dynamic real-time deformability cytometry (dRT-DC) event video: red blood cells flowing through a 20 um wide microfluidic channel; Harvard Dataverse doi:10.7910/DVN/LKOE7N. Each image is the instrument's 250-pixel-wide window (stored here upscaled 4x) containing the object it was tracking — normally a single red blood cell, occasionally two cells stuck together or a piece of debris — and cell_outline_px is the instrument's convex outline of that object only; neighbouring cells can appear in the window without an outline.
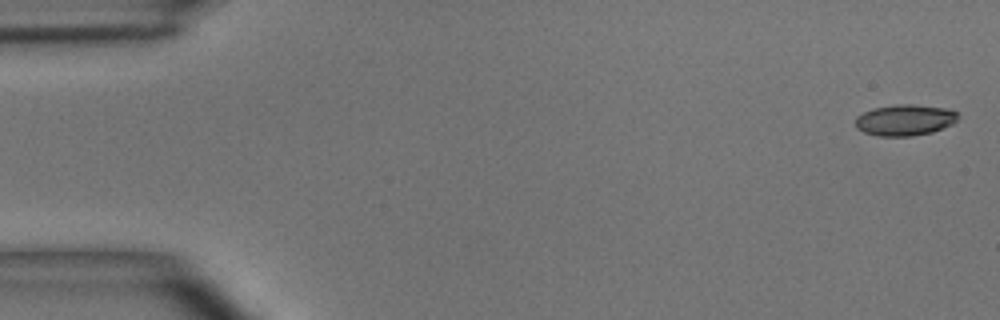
{"species": "common noctule bat (a hibernating species)", "species_latin": "Nyctalus noctula", "temperature_condition": "room temperature", "stored_images_in_passage": 5, "camera_frame_rate_fps": 3000, "um_per_image_px": 0.085, "animal": {"sex": "male", "body_mass_g": 15.6}, "frame": {"image": 1, "passage_image": 1, "time_ms": 0.0, "image_size_px": [1000, 320], "cell_outline_px": [[956, 120], [952, 124], [932, 132], [912, 136], [880, 136], [864, 132], [856, 128], [856, 116], [872, 108], [896, 104], [912, 104], [948, 108], [956, 112]], "centroid_in_image_um": [76.89, 10.19], "position_along_channel_um": 8.1, "area_um2": 18.55}}
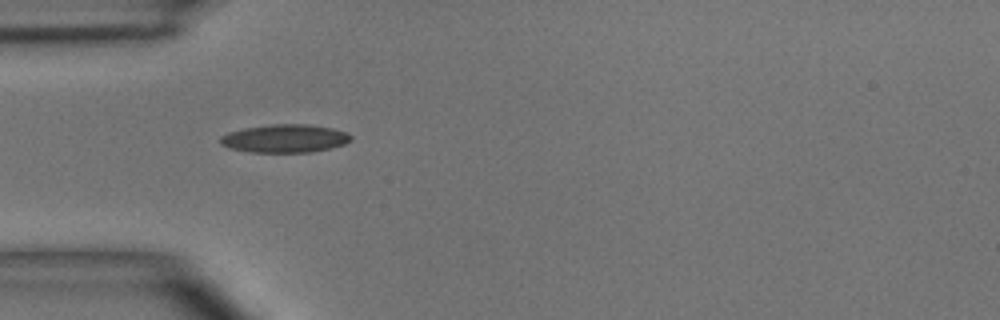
{"frame": {"image": 2, "passage_image": 4, "time_ms": 4.667, "image_size_px": [1000, 320], "cell_outline_px": [[352, 140], [344, 144], [332, 148], [312, 152], [248, 152], [228, 148], [220, 144], [220, 136], [228, 132], [244, 128], [276, 124], [308, 124], [332, 128], [344, 132], [352, 136]], "centroid_in_image_um": [24.2, 11.78], "position_along_channel_um": 60.8, "area_um2": 21.5}}
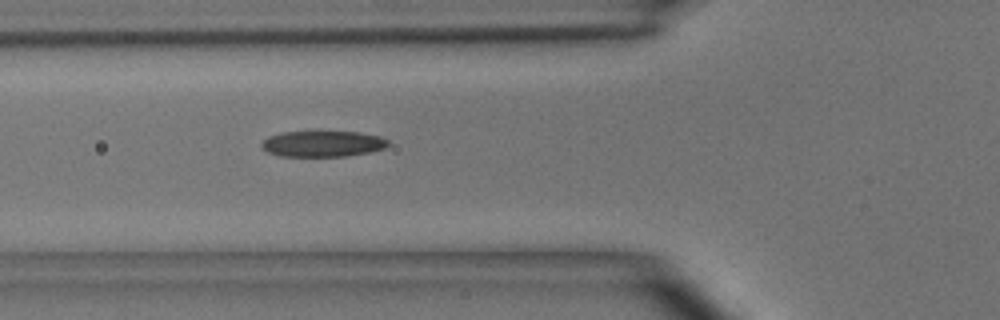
{"frame": {"image": 3, "passage_image": 5, "time_ms": 5.667, "image_size_px": [1000, 320], "cell_outline_px": [[388, 144], [384, 148], [368, 152], [348, 156], [280, 156], [268, 152], [260, 144], [268, 136], [280, 132], [360, 132], [380, 136], [388, 140]], "centroid_in_image_um": [27.42, 12.22], "position_along_channel_um": 98.4, "area_um2": 19.02}}